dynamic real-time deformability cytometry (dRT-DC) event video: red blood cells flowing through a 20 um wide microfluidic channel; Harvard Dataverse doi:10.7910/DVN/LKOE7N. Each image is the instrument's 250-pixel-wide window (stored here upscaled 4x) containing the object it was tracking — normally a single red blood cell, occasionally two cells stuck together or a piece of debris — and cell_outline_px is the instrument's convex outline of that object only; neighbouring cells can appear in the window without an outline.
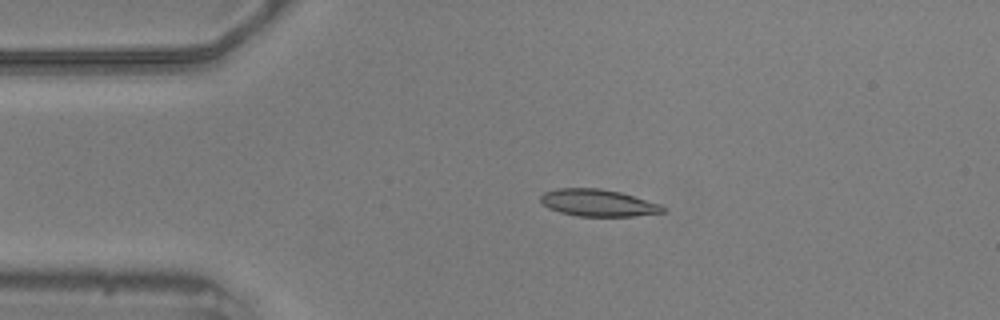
{"species": "common noctule bat (a hibernating species)", "species_latin": "Nyctalus noctula", "temperature_condition": "warm", "stored_images_in_passage": 30, "camera_frame_rate_fps": 3000, "um_per_image_px": 0.085, "animal": {"sex": "male", "body_mass_g": 20.5, "forearm_length_mm": 52.5}, "frame": {"image": 1, "passage_image": 1, "time_ms": 0.0, "image_size_px": [1000, 320], "cell_outline_px": [[664, 212], [632, 216], [576, 216], [560, 212], [548, 208], [540, 200], [540, 196], [544, 192], [556, 188], [600, 188], [620, 192], [660, 204], [664, 208]], "centroid_in_image_um": [50.79, 17.24], "position_along_channel_um": 34.2, "area_um2": 19.13}}
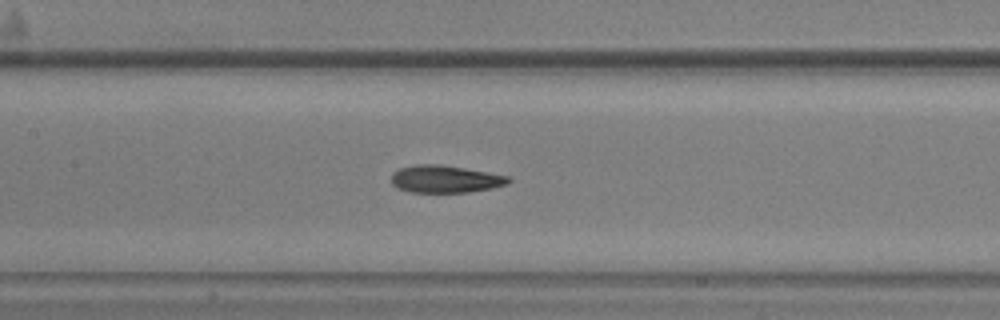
{"frame": {"image": 2, "passage_image": 15, "time_ms": 4.667, "image_size_px": [1000, 320], "cell_outline_px": [[512, 180], [508, 184], [492, 188], [468, 192], [412, 192], [396, 188], [392, 184], [392, 172], [400, 168], [416, 164], [440, 164], [488, 172], [508, 176]], "centroid_in_image_um": [37.84, 15.22], "position_along_channel_um": 169.6, "area_um2": 18.73}}
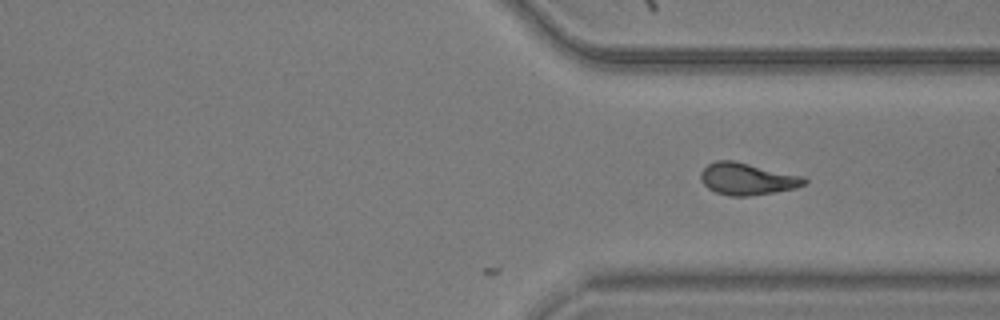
{"frame": {"image": 3, "passage_image": 30, "time_ms": 9.667, "image_size_px": [1000, 320], "cell_outline_px": [[808, 184], [796, 188], [776, 192], [748, 196], [728, 196], [716, 192], [708, 188], [700, 180], [700, 172], [708, 164], [716, 160], [732, 160], [804, 176], [808, 180]], "centroid_in_image_um": [63.54, 15.21], "position_along_channel_um": 347.9, "area_um2": 19.48}}